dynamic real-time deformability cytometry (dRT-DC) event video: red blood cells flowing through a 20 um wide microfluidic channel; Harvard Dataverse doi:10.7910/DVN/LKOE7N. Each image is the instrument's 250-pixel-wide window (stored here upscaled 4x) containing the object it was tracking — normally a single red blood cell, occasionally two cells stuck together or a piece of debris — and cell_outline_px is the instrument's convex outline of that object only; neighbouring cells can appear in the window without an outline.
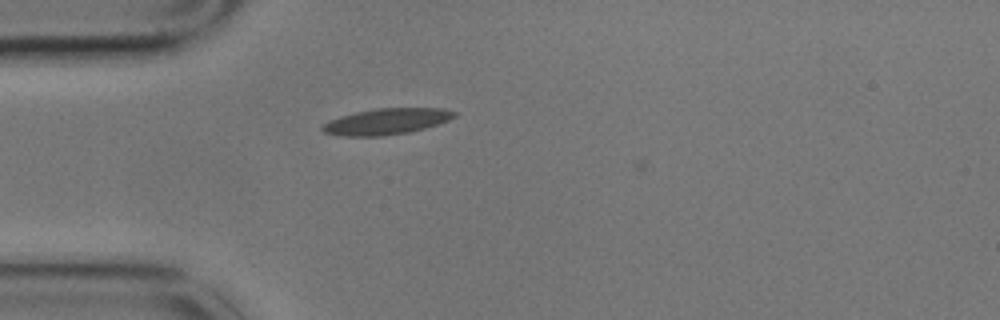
{"species": "common noctule bat (a hibernating species)", "species_latin": "Nyctalus noctula", "temperature_condition": "cold", "stored_images_in_passage": 4, "camera_frame_rate_fps": 3000, "um_per_image_px": 0.085, "animal": {"sex": "male", "body_mass_g": 17.9}, "frame": {"image": 1, "passage_image": 2, "time_ms": 0.333, "image_size_px": [1000, 320], "cell_outline_px": [[456, 116], [448, 120], [424, 128], [408, 132], [380, 136], [340, 136], [324, 132], [320, 128], [328, 120], [340, 116], [356, 112], [376, 108], [444, 108], [456, 112]], "centroid_in_image_um": [32.82, 10.32], "position_along_channel_um": 52.2, "area_um2": 19.94}}